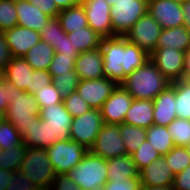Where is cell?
I'll return each mask as SVG.
<instances>
[{
	"instance_id": "45",
	"label": "cell",
	"mask_w": 190,
	"mask_h": 190,
	"mask_svg": "<svg viewBox=\"0 0 190 190\" xmlns=\"http://www.w3.org/2000/svg\"><path fill=\"white\" fill-rule=\"evenodd\" d=\"M37 186L20 170L14 171L6 190H37Z\"/></svg>"
},
{
	"instance_id": "57",
	"label": "cell",
	"mask_w": 190,
	"mask_h": 190,
	"mask_svg": "<svg viewBox=\"0 0 190 190\" xmlns=\"http://www.w3.org/2000/svg\"><path fill=\"white\" fill-rule=\"evenodd\" d=\"M183 79L185 80L190 79V49L185 54Z\"/></svg>"
},
{
	"instance_id": "19",
	"label": "cell",
	"mask_w": 190,
	"mask_h": 190,
	"mask_svg": "<svg viewBox=\"0 0 190 190\" xmlns=\"http://www.w3.org/2000/svg\"><path fill=\"white\" fill-rule=\"evenodd\" d=\"M74 70L80 80L103 78V55L100 48L79 53Z\"/></svg>"
},
{
	"instance_id": "49",
	"label": "cell",
	"mask_w": 190,
	"mask_h": 190,
	"mask_svg": "<svg viewBox=\"0 0 190 190\" xmlns=\"http://www.w3.org/2000/svg\"><path fill=\"white\" fill-rule=\"evenodd\" d=\"M55 53L63 55H79L76 47L73 46L68 38L67 33H61V38L58 43L53 47Z\"/></svg>"
},
{
	"instance_id": "17",
	"label": "cell",
	"mask_w": 190,
	"mask_h": 190,
	"mask_svg": "<svg viewBox=\"0 0 190 190\" xmlns=\"http://www.w3.org/2000/svg\"><path fill=\"white\" fill-rule=\"evenodd\" d=\"M3 34L11 57H24L29 49L41 40L38 31L18 25Z\"/></svg>"
},
{
	"instance_id": "47",
	"label": "cell",
	"mask_w": 190,
	"mask_h": 190,
	"mask_svg": "<svg viewBox=\"0 0 190 190\" xmlns=\"http://www.w3.org/2000/svg\"><path fill=\"white\" fill-rule=\"evenodd\" d=\"M52 83V77L48 70H34L32 72L31 86H28V92L34 94L44 86Z\"/></svg>"
},
{
	"instance_id": "28",
	"label": "cell",
	"mask_w": 190,
	"mask_h": 190,
	"mask_svg": "<svg viewBox=\"0 0 190 190\" xmlns=\"http://www.w3.org/2000/svg\"><path fill=\"white\" fill-rule=\"evenodd\" d=\"M57 18L66 33L74 32L88 26L86 14L81 3L60 10Z\"/></svg>"
},
{
	"instance_id": "7",
	"label": "cell",
	"mask_w": 190,
	"mask_h": 190,
	"mask_svg": "<svg viewBox=\"0 0 190 190\" xmlns=\"http://www.w3.org/2000/svg\"><path fill=\"white\" fill-rule=\"evenodd\" d=\"M100 50L104 77L121 84L124 81V36L103 38Z\"/></svg>"
},
{
	"instance_id": "20",
	"label": "cell",
	"mask_w": 190,
	"mask_h": 190,
	"mask_svg": "<svg viewBox=\"0 0 190 190\" xmlns=\"http://www.w3.org/2000/svg\"><path fill=\"white\" fill-rule=\"evenodd\" d=\"M154 125L168 126L177 118L175 111V88L169 85L154 100Z\"/></svg>"
},
{
	"instance_id": "15",
	"label": "cell",
	"mask_w": 190,
	"mask_h": 190,
	"mask_svg": "<svg viewBox=\"0 0 190 190\" xmlns=\"http://www.w3.org/2000/svg\"><path fill=\"white\" fill-rule=\"evenodd\" d=\"M118 84L106 77L95 80H80L76 91L92 109H101L105 100Z\"/></svg>"
},
{
	"instance_id": "43",
	"label": "cell",
	"mask_w": 190,
	"mask_h": 190,
	"mask_svg": "<svg viewBox=\"0 0 190 190\" xmlns=\"http://www.w3.org/2000/svg\"><path fill=\"white\" fill-rule=\"evenodd\" d=\"M61 33L65 31L61 27V23L57 17L51 18L47 25L39 31L41 40L54 47L61 38Z\"/></svg>"
},
{
	"instance_id": "11",
	"label": "cell",
	"mask_w": 190,
	"mask_h": 190,
	"mask_svg": "<svg viewBox=\"0 0 190 190\" xmlns=\"http://www.w3.org/2000/svg\"><path fill=\"white\" fill-rule=\"evenodd\" d=\"M186 52L172 48H156L150 54V60L172 82L183 79L184 61Z\"/></svg>"
},
{
	"instance_id": "3",
	"label": "cell",
	"mask_w": 190,
	"mask_h": 190,
	"mask_svg": "<svg viewBox=\"0 0 190 190\" xmlns=\"http://www.w3.org/2000/svg\"><path fill=\"white\" fill-rule=\"evenodd\" d=\"M67 174L82 190H103L108 182L107 160L88 150L82 161Z\"/></svg>"
},
{
	"instance_id": "50",
	"label": "cell",
	"mask_w": 190,
	"mask_h": 190,
	"mask_svg": "<svg viewBox=\"0 0 190 190\" xmlns=\"http://www.w3.org/2000/svg\"><path fill=\"white\" fill-rule=\"evenodd\" d=\"M31 4L38 7L43 13L55 18L58 16L60 10L57 8L54 0H28Z\"/></svg>"
},
{
	"instance_id": "42",
	"label": "cell",
	"mask_w": 190,
	"mask_h": 190,
	"mask_svg": "<svg viewBox=\"0 0 190 190\" xmlns=\"http://www.w3.org/2000/svg\"><path fill=\"white\" fill-rule=\"evenodd\" d=\"M79 81L75 71H68V74H60L52 79L53 85L59 90L63 99L76 90Z\"/></svg>"
},
{
	"instance_id": "32",
	"label": "cell",
	"mask_w": 190,
	"mask_h": 190,
	"mask_svg": "<svg viewBox=\"0 0 190 190\" xmlns=\"http://www.w3.org/2000/svg\"><path fill=\"white\" fill-rule=\"evenodd\" d=\"M146 139L161 156L167 154L174 147L167 126L151 125L146 129Z\"/></svg>"
},
{
	"instance_id": "18",
	"label": "cell",
	"mask_w": 190,
	"mask_h": 190,
	"mask_svg": "<svg viewBox=\"0 0 190 190\" xmlns=\"http://www.w3.org/2000/svg\"><path fill=\"white\" fill-rule=\"evenodd\" d=\"M139 177L141 186L166 187L172 186L175 176L164 156H160L142 169Z\"/></svg>"
},
{
	"instance_id": "40",
	"label": "cell",
	"mask_w": 190,
	"mask_h": 190,
	"mask_svg": "<svg viewBox=\"0 0 190 190\" xmlns=\"http://www.w3.org/2000/svg\"><path fill=\"white\" fill-rule=\"evenodd\" d=\"M18 25L15 0H0V32Z\"/></svg>"
},
{
	"instance_id": "5",
	"label": "cell",
	"mask_w": 190,
	"mask_h": 190,
	"mask_svg": "<svg viewBox=\"0 0 190 190\" xmlns=\"http://www.w3.org/2000/svg\"><path fill=\"white\" fill-rule=\"evenodd\" d=\"M48 159L56 174H67L80 161L88 149L73 140L57 141L46 149Z\"/></svg>"
},
{
	"instance_id": "16",
	"label": "cell",
	"mask_w": 190,
	"mask_h": 190,
	"mask_svg": "<svg viewBox=\"0 0 190 190\" xmlns=\"http://www.w3.org/2000/svg\"><path fill=\"white\" fill-rule=\"evenodd\" d=\"M148 12L162 29L184 25L181 4L172 0H148Z\"/></svg>"
},
{
	"instance_id": "34",
	"label": "cell",
	"mask_w": 190,
	"mask_h": 190,
	"mask_svg": "<svg viewBox=\"0 0 190 190\" xmlns=\"http://www.w3.org/2000/svg\"><path fill=\"white\" fill-rule=\"evenodd\" d=\"M26 151L27 146L24 143L2 150L0 152V168L12 172L19 170L25 158Z\"/></svg>"
},
{
	"instance_id": "51",
	"label": "cell",
	"mask_w": 190,
	"mask_h": 190,
	"mask_svg": "<svg viewBox=\"0 0 190 190\" xmlns=\"http://www.w3.org/2000/svg\"><path fill=\"white\" fill-rule=\"evenodd\" d=\"M172 188L173 190H190V165L175 175Z\"/></svg>"
},
{
	"instance_id": "30",
	"label": "cell",
	"mask_w": 190,
	"mask_h": 190,
	"mask_svg": "<svg viewBox=\"0 0 190 190\" xmlns=\"http://www.w3.org/2000/svg\"><path fill=\"white\" fill-rule=\"evenodd\" d=\"M150 55L132 43H129L124 37V80L135 69L142 67L148 60Z\"/></svg>"
},
{
	"instance_id": "61",
	"label": "cell",
	"mask_w": 190,
	"mask_h": 190,
	"mask_svg": "<svg viewBox=\"0 0 190 190\" xmlns=\"http://www.w3.org/2000/svg\"><path fill=\"white\" fill-rule=\"evenodd\" d=\"M186 147V150H187V152H188V155L190 156V145H187V146H185Z\"/></svg>"
},
{
	"instance_id": "25",
	"label": "cell",
	"mask_w": 190,
	"mask_h": 190,
	"mask_svg": "<svg viewBox=\"0 0 190 190\" xmlns=\"http://www.w3.org/2000/svg\"><path fill=\"white\" fill-rule=\"evenodd\" d=\"M22 141L27 147L47 149L51 146V131L45 120L39 116L33 120L22 136Z\"/></svg>"
},
{
	"instance_id": "36",
	"label": "cell",
	"mask_w": 190,
	"mask_h": 190,
	"mask_svg": "<svg viewBox=\"0 0 190 190\" xmlns=\"http://www.w3.org/2000/svg\"><path fill=\"white\" fill-rule=\"evenodd\" d=\"M163 156L174 176L185 170L190 165V156L188 155L186 147L174 146Z\"/></svg>"
},
{
	"instance_id": "4",
	"label": "cell",
	"mask_w": 190,
	"mask_h": 190,
	"mask_svg": "<svg viewBox=\"0 0 190 190\" xmlns=\"http://www.w3.org/2000/svg\"><path fill=\"white\" fill-rule=\"evenodd\" d=\"M19 170L26 174L37 188H50L56 176L46 149L43 148L27 147Z\"/></svg>"
},
{
	"instance_id": "46",
	"label": "cell",
	"mask_w": 190,
	"mask_h": 190,
	"mask_svg": "<svg viewBox=\"0 0 190 190\" xmlns=\"http://www.w3.org/2000/svg\"><path fill=\"white\" fill-rule=\"evenodd\" d=\"M140 177H133L128 180H109L103 190H140Z\"/></svg>"
},
{
	"instance_id": "31",
	"label": "cell",
	"mask_w": 190,
	"mask_h": 190,
	"mask_svg": "<svg viewBox=\"0 0 190 190\" xmlns=\"http://www.w3.org/2000/svg\"><path fill=\"white\" fill-rule=\"evenodd\" d=\"M175 88V111L177 118L190 120V82L185 79L172 82Z\"/></svg>"
},
{
	"instance_id": "41",
	"label": "cell",
	"mask_w": 190,
	"mask_h": 190,
	"mask_svg": "<svg viewBox=\"0 0 190 190\" xmlns=\"http://www.w3.org/2000/svg\"><path fill=\"white\" fill-rule=\"evenodd\" d=\"M34 97L38 103L39 109L47 106H52L63 102V98L59 90L53 85V83L44 86L40 90L35 92Z\"/></svg>"
},
{
	"instance_id": "53",
	"label": "cell",
	"mask_w": 190,
	"mask_h": 190,
	"mask_svg": "<svg viewBox=\"0 0 190 190\" xmlns=\"http://www.w3.org/2000/svg\"><path fill=\"white\" fill-rule=\"evenodd\" d=\"M8 88L6 87V80L0 74V113L5 115L8 108Z\"/></svg>"
},
{
	"instance_id": "52",
	"label": "cell",
	"mask_w": 190,
	"mask_h": 190,
	"mask_svg": "<svg viewBox=\"0 0 190 190\" xmlns=\"http://www.w3.org/2000/svg\"><path fill=\"white\" fill-rule=\"evenodd\" d=\"M11 58L4 34L3 32H0V74L3 72L5 65L11 60Z\"/></svg>"
},
{
	"instance_id": "24",
	"label": "cell",
	"mask_w": 190,
	"mask_h": 190,
	"mask_svg": "<svg viewBox=\"0 0 190 190\" xmlns=\"http://www.w3.org/2000/svg\"><path fill=\"white\" fill-rule=\"evenodd\" d=\"M168 47L187 52L190 49V32L184 26L162 29L156 48Z\"/></svg>"
},
{
	"instance_id": "2",
	"label": "cell",
	"mask_w": 190,
	"mask_h": 190,
	"mask_svg": "<svg viewBox=\"0 0 190 190\" xmlns=\"http://www.w3.org/2000/svg\"><path fill=\"white\" fill-rule=\"evenodd\" d=\"M8 88V108L4 119L11 122L21 137L26 129L39 116V106L33 94L19 90L12 83L6 81Z\"/></svg>"
},
{
	"instance_id": "60",
	"label": "cell",
	"mask_w": 190,
	"mask_h": 190,
	"mask_svg": "<svg viewBox=\"0 0 190 190\" xmlns=\"http://www.w3.org/2000/svg\"><path fill=\"white\" fill-rule=\"evenodd\" d=\"M172 1L177 2L179 4H183V3L190 1V0H172Z\"/></svg>"
},
{
	"instance_id": "12",
	"label": "cell",
	"mask_w": 190,
	"mask_h": 190,
	"mask_svg": "<svg viewBox=\"0 0 190 190\" xmlns=\"http://www.w3.org/2000/svg\"><path fill=\"white\" fill-rule=\"evenodd\" d=\"M39 117L45 120L51 131V146L57 141L70 140L73 117L68 113L63 102L40 109Z\"/></svg>"
},
{
	"instance_id": "22",
	"label": "cell",
	"mask_w": 190,
	"mask_h": 190,
	"mask_svg": "<svg viewBox=\"0 0 190 190\" xmlns=\"http://www.w3.org/2000/svg\"><path fill=\"white\" fill-rule=\"evenodd\" d=\"M33 71L34 69L23 57H12L1 74L6 81L12 83L19 90L28 92Z\"/></svg>"
},
{
	"instance_id": "62",
	"label": "cell",
	"mask_w": 190,
	"mask_h": 190,
	"mask_svg": "<svg viewBox=\"0 0 190 190\" xmlns=\"http://www.w3.org/2000/svg\"><path fill=\"white\" fill-rule=\"evenodd\" d=\"M37 190H52L51 188H38Z\"/></svg>"
},
{
	"instance_id": "56",
	"label": "cell",
	"mask_w": 190,
	"mask_h": 190,
	"mask_svg": "<svg viewBox=\"0 0 190 190\" xmlns=\"http://www.w3.org/2000/svg\"><path fill=\"white\" fill-rule=\"evenodd\" d=\"M59 10L67 9L80 3V0H54Z\"/></svg>"
},
{
	"instance_id": "1",
	"label": "cell",
	"mask_w": 190,
	"mask_h": 190,
	"mask_svg": "<svg viewBox=\"0 0 190 190\" xmlns=\"http://www.w3.org/2000/svg\"><path fill=\"white\" fill-rule=\"evenodd\" d=\"M121 85L133 99L154 100L171 82L168 81L149 59L142 67L129 74Z\"/></svg>"
},
{
	"instance_id": "9",
	"label": "cell",
	"mask_w": 190,
	"mask_h": 190,
	"mask_svg": "<svg viewBox=\"0 0 190 190\" xmlns=\"http://www.w3.org/2000/svg\"><path fill=\"white\" fill-rule=\"evenodd\" d=\"M162 31L159 23L147 12L124 35L129 43L137 45L149 55L156 49Z\"/></svg>"
},
{
	"instance_id": "27",
	"label": "cell",
	"mask_w": 190,
	"mask_h": 190,
	"mask_svg": "<svg viewBox=\"0 0 190 190\" xmlns=\"http://www.w3.org/2000/svg\"><path fill=\"white\" fill-rule=\"evenodd\" d=\"M54 49L40 40L23 57L34 70H48L54 56Z\"/></svg>"
},
{
	"instance_id": "59",
	"label": "cell",
	"mask_w": 190,
	"mask_h": 190,
	"mask_svg": "<svg viewBox=\"0 0 190 190\" xmlns=\"http://www.w3.org/2000/svg\"><path fill=\"white\" fill-rule=\"evenodd\" d=\"M106 1L108 2L109 5H113L120 0H106Z\"/></svg>"
},
{
	"instance_id": "58",
	"label": "cell",
	"mask_w": 190,
	"mask_h": 190,
	"mask_svg": "<svg viewBox=\"0 0 190 190\" xmlns=\"http://www.w3.org/2000/svg\"><path fill=\"white\" fill-rule=\"evenodd\" d=\"M140 190H173L172 186L154 187V186H141Z\"/></svg>"
},
{
	"instance_id": "44",
	"label": "cell",
	"mask_w": 190,
	"mask_h": 190,
	"mask_svg": "<svg viewBox=\"0 0 190 190\" xmlns=\"http://www.w3.org/2000/svg\"><path fill=\"white\" fill-rule=\"evenodd\" d=\"M63 104L72 117H78L92 109L76 90L63 100Z\"/></svg>"
},
{
	"instance_id": "48",
	"label": "cell",
	"mask_w": 190,
	"mask_h": 190,
	"mask_svg": "<svg viewBox=\"0 0 190 190\" xmlns=\"http://www.w3.org/2000/svg\"><path fill=\"white\" fill-rule=\"evenodd\" d=\"M52 190H82L68 174H56L50 187Z\"/></svg>"
},
{
	"instance_id": "6",
	"label": "cell",
	"mask_w": 190,
	"mask_h": 190,
	"mask_svg": "<svg viewBox=\"0 0 190 190\" xmlns=\"http://www.w3.org/2000/svg\"><path fill=\"white\" fill-rule=\"evenodd\" d=\"M148 12V0H120L111 5L113 33L124 36Z\"/></svg>"
},
{
	"instance_id": "8",
	"label": "cell",
	"mask_w": 190,
	"mask_h": 190,
	"mask_svg": "<svg viewBox=\"0 0 190 190\" xmlns=\"http://www.w3.org/2000/svg\"><path fill=\"white\" fill-rule=\"evenodd\" d=\"M103 124L101 111L99 109H90L78 117H73L70 139L90 150Z\"/></svg>"
},
{
	"instance_id": "54",
	"label": "cell",
	"mask_w": 190,
	"mask_h": 190,
	"mask_svg": "<svg viewBox=\"0 0 190 190\" xmlns=\"http://www.w3.org/2000/svg\"><path fill=\"white\" fill-rule=\"evenodd\" d=\"M13 172L10 170H4L0 168V190H6Z\"/></svg>"
},
{
	"instance_id": "10",
	"label": "cell",
	"mask_w": 190,
	"mask_h": 190,
	"mask_svg": "<svg viewBox=\"0 0 190 190\" xmlns=\"http://www.w3.org/2000/svg\"><path fill=\"white\" fill-rule=\"evenodd\" d=\"M90 151L106 160L127 155L119 125L104 123Z\"/></svg>"
},
{
	"instance_id": "55",
	"label": "cell",
	"mask_w": 190,
	"mask_h": 190,
	"mask_svg": "<svg viewBox=\"0 0 190 190\" xmlns=\"http://www.w3.org/2000/svg\"><path fill=\"white\" fill-rule=\"evenodd\" d=\"M184 18V27L190 32V1L181 4Z\"/></svg>"
},
{
	"instance_id": "35",
	"label": "cell",
	"mask_w": 190,
	"mask_h": 190,
	"mask_svg": "<svg viewBox=\"0 0 190 190\" xmlns=\"http://www.w3.org/2000/svg\"><path fill=\"white\" fill-rule=\"evenodd\" d=\"M174 146L190 145V120L176 118L167 126Z\"/></svg>"
},
{
	"instance_id": "21",
	"label": "cell",
	"mask_w": 190,
	"mask_h": 190,
	"mask_svg": "<svg viewBox=\"0 0 190 190\" xmlns=\"http://www.w3.org/2000/svg\"><path fill=\"white\" fill-rule=\"evenodd\" d=\"M18 26L41 31L51 19L28 0H15Z\"/></svg>"
},
{
	"instance_id": "14",
	"label": "cell",
	"mask_w": 190,
	"mask_h": 190,
	"mask_svg": "<svg viewBox=\"0 0 190 190\" xmlns=\"http://www.w3.org/2000/svg\"><path fill=\"white\" fill-rule=\"evenodd\" d=\"M132 101L131 94L121 84L117 85L100 109L104 123L122 124Z\"/></svg>"
},
{
	"instance_id": "37",
	"label": "cell",
	"mask_w": 190,
	"mask_h": 190,
	"mask_svg": "<svg viewBox=\"0 0 190 190\" xmlns=\"http://www.w3.org/2000/svg\"><path fill=\"white\" fill-rule=\"evenodd\" d=\"M161 156L150 142L146 139L139 148L131 155L132 161L138 172L147 167L152 161Z\"/></svg>"
},
{
	"instance_id": "13",
	"label": "cell",
	"mask_w": 190,
	"mask_h": 190,
	"mask_svg": "<svg viewBox=\"0 0 190 190\" xmlns=\"http://www.w3.org/2000/svg\"><path fill=\"white\" fill-rule=\"evenodd\" d=\"M88 26L101 37H115L111 20V5L106 0H80Z\"/></svg>"
},
{
	"instance_id": "29",
	"label": "cell",
	"mask_w": 190,
	"mask_h": 190,
	"mask_svg": "<svg viewBox=\"0 0 190 190\" xmlns=\"http://www.w3.org/2000/svg\"><path fill=\"white\" fill-rule=\"evenodd\" d=\"M67 35L79 53L100 48L103 39L89 26L67 33Z\"/></svg>"
},
{
	"instance_id": "63",
	"label": "cell",
	"mask_w": 190,
	"mask_h": 190,
	"mask_svg": "<svg viewBox=\"0 0 190 190\" xmlns=\"http://www.w3.org/2000/svg\"><path fill=\"white\" fill-rule=\"evenodd\" d=\"M4 119V115L0 113V122Z\"/></svg>"
},
{
	"instance_id": "26",
	"label": "cell",
	"mask_w": 190,
	"mask_h": 190,
	"mask_svg": "<svg viewBox=\"0 0 190 190\" xmlns=\"http://www.w3.org/2000/svg\"><path fill=\"white\" fill-rule=\"evenodd\" d=\"M107 177L109 180H128L139 177L132 157L129 155L107 159Z\"/></svg>"
},
{
	"instance_id": "39",
	"label": "cell",
	"mask_w": 190,
	"mask_h": 190,
	"mask_svg": "<svg viewBox=\"0 0 190 190\" xmlns=\"http://www.w3.org/2000/svg\"><path fill=\"white\" fill-rule=\"evenodd\" d=\"M22 137L16 127L9 121L3 119L0 122V148L6 150L10 146L22 144Z\"/></svg>"
},
{
	"instance_id": "33",
	"label": "cell",
	"mask_w": 190,
	"mask_h": 190,
	"mask_svg": "<svg viewBox=\"0 0 190 190\" xmlns=\"http://www.w3.org/2000/svg\"><path fill=\"white\" fill-rule=\"evenodd\" d=\"M125 143L127 155L131 156L146 140V129L129 124H118Z\"/></svg>"
},
{
	"instance_id": "23",
	"label": "cell",
	"mask_w": 190,
	"mask_h": 190,
	"mask_svg": "<svg viewBox=\"0 0 190 190\" xmlns=\"http://www.w3.org/2000/svg\"><path fill=\"white\" fill-rule=\"evenodd\" d=\"M153 111V100L133 99L123 123L148 129L154 124Z\"/></svg>"
},
{
	"instance_id": "38",
	"label": "cell",
	"mask_w": 190,
	"mask_h": 190,
	"mask_svg": "<svg viewBox=\"0 0 190 190\" xmlns=\"http://www.w3.org/2000/svg\"><path fill=\"white\" fill-rule=\"evenodd\" d=\"M78 55H63L54 53L53 60L48 68L52 79L60 74H68V71H75V59Z\"/></svg>"
}]
</instances>
